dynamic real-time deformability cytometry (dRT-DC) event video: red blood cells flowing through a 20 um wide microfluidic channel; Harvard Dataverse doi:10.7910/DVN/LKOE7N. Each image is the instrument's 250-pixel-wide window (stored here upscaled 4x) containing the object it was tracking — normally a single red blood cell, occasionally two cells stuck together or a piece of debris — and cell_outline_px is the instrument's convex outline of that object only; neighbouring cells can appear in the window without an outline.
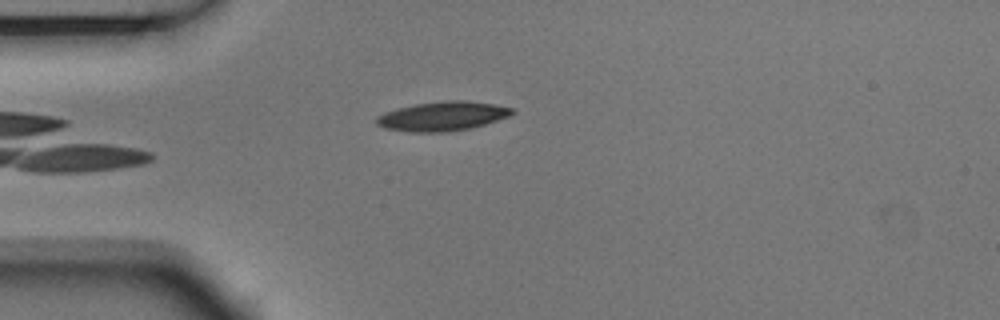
{"species": "Egyptian fruit bat (a non-hibernating species)", "species_latin": "Rousettus aegyptiacus", "temperature_condition": "room temperature", "stored_images_in_passage": 2, "camera_frame_rate_fps": 3000, "um_per_image_px": 0.085, "animal": {"sex": "male"}, "frame": {"image": 1, "passage_image": 2, "time_ms": 0.333, "image_size_px": [1000, 320], "cell_outline_px": [[516, 112], [508, 116], [484, 124], [468, 128], [448, 132], [408, 132], [384, 128], [376, 124], [376, 116], [384, 112], [416, 104], [448, 100], [464, 100], [496, 104], [512, 108]], "centroid_in_image_um": [37.59, 9.88], "position_along_channel_um": 47.4, "area_um2": 23.0}}